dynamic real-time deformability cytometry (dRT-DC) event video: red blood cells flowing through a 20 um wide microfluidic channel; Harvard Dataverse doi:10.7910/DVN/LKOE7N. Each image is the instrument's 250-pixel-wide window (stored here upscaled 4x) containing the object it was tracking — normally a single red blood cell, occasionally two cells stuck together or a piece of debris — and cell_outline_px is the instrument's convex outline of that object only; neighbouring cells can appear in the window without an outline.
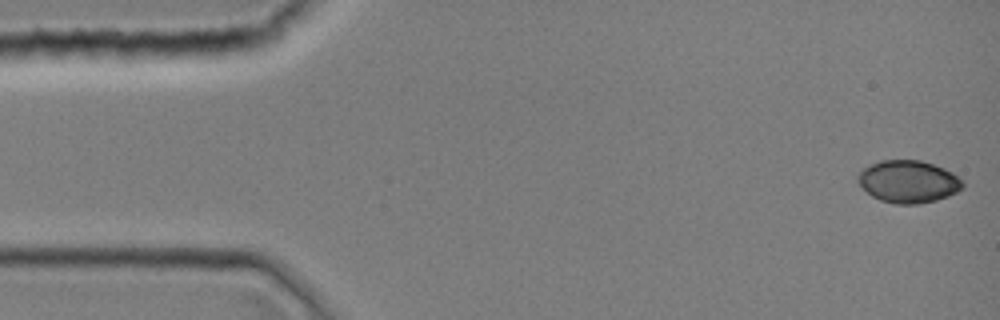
{"species": "common noctule bat (a hibernating species)", "species_latin": "Nyctalus noctula", "temperature_condition": "room temperature", "stored_images_in_passage": 43, "camera_frame_rate_fps": 3000, "um_per_image_px": 0.085, "animal": {"sex": "female", "body_mass_g": 19.0, "forearm_length_mm": 51.5}, "frame": {"image": 1, "passage_image": 1, "time_ms": 0.0, "image_size_px": [1000, 320], "cell_outline_px": [[964, 188], [948, 196], [936, 200], [920, 204], [896, 204], [880, 200], [872, 196], [856, 180], [856, 176], [864, 168], [880, 160], [920, 160], [944, 168], [952, 172], [964, 184]], "centroid_in_image_um": [77.21, 15.44], "position_along_channel_um": 7.8, "area_um2": 25.78}}
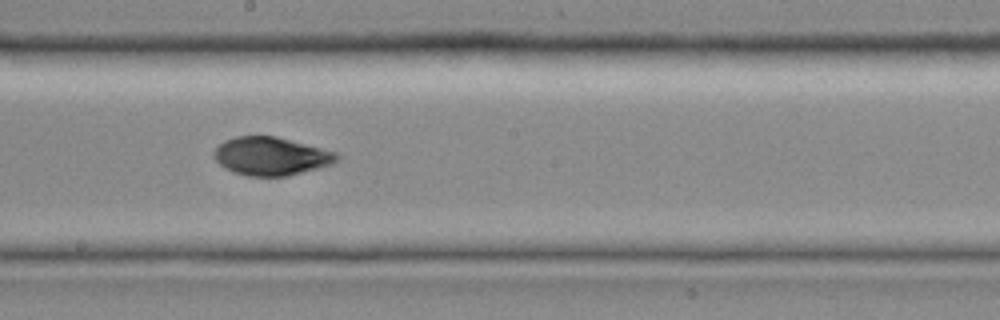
{"frame": {"image": 2, "passage_image": 24, "time_ms": 7.667, "image_size_px": [1000, 320], "cell_outline_px": [[340, 160], [332, 164], [288, 176], [248, 176], [232, 172], [224, 168], [212, 156], [212, 152], [224, 140], [236, 136], [276, 136], [336, 152], [340, 156]], "centroid_in_image_um": [23.02, 13.28], "position_along_channel_um": 225.2, "area_um2": 27.46}}
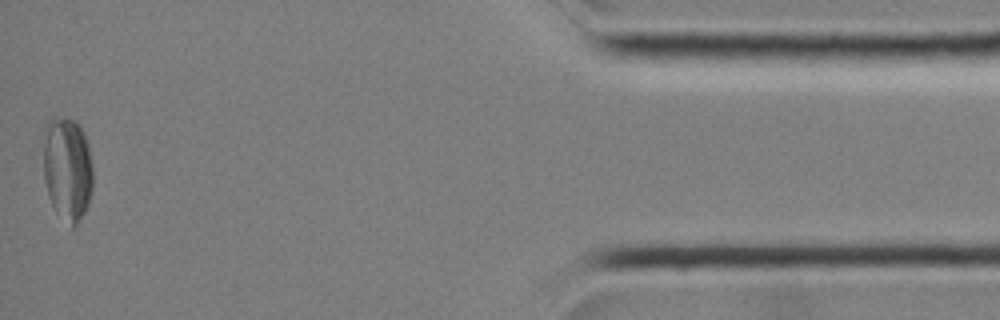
{"frame": {"image": 3, "passage_image": 43, "time_ms": 14.0, "image_size_px": [1000, 320], "cell_outline_px": [[92, 192], [88, 204], [80, 220], [72, 228], [56, 212], [48, 196], [44, 180], [40, 136], [44, 124], [52, 116], [60, 116], [76, 120], [80, 124], [84, 132], [88, 144], [92, 164]], "centroid_in_image_um": [5.67, 14.24], "position_along_channel_um": 429.5, "area_um2": 31.44}}